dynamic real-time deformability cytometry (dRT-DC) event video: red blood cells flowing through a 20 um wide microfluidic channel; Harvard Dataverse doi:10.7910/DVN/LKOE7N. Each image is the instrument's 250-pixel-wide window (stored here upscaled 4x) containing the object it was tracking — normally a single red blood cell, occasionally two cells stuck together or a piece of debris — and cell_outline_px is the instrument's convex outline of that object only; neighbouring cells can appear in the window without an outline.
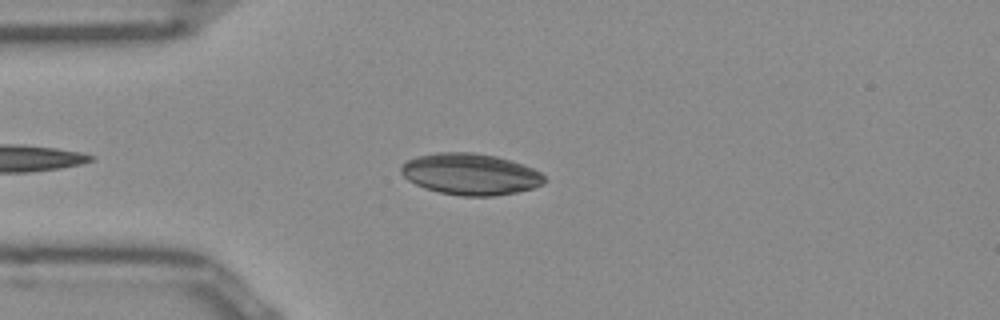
{"species": "Egyptian fruit bat (a non-hibernating species)", "species_latin": "Rousettus aegyptiacus", "temperature_condition": "room temperature", "stored_images_in_passage": 34, "camera_frame_rate_fps": 3000, "um_per_image_px": 0.085, "frame": {"image": 1, "passage_image": 6, "time_ms": 1.667, "image_size_px": [1000, 320], "cell_outline_px": [[548, 180], [544, 184], [532, 188], [516, 192], [492, 196], [460, 196], [440, 192], [424, 188], [408, 180], [400, 172], [400, 168], [408, 160], [416, 156], [436, 152], [472, 152], [496, 156], [532, 168], [540, 172]], "centroid_in_image_um": [39.98, 14.8], "position_along_channel_um": 45.0, "area_um2": 34.51}}
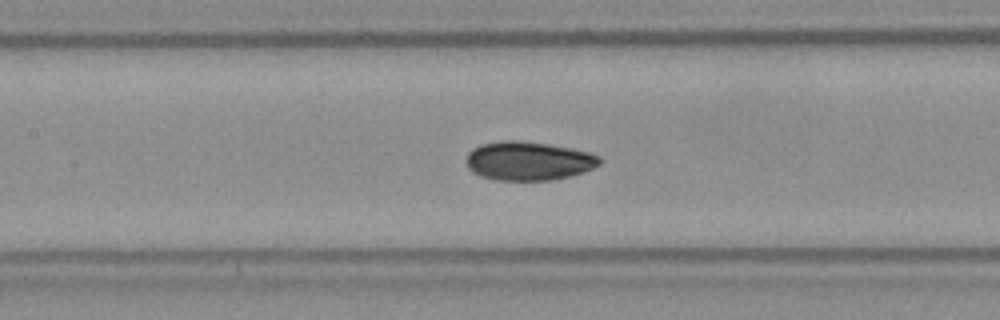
{"frame": {"image": 2, "passage_image": 16, "time_ms": 5.0, "image_size_px": [1000, 320], "cell_outline_px": [[604, 160], [600, 164], [592, 168], [572, 176], [552, 180], [492, 180], [480, 176], [472, 172], [468, 168], [468, 152], [472, 148], [480, 144], [504, 140], [520, 140], [548, 144], [572, 148], [588, 152], [600, 156]], "centroid_in_image_um": [44.93, 13.68], "position_along_channel_um": 162.5, "area_um2": 30.4}}
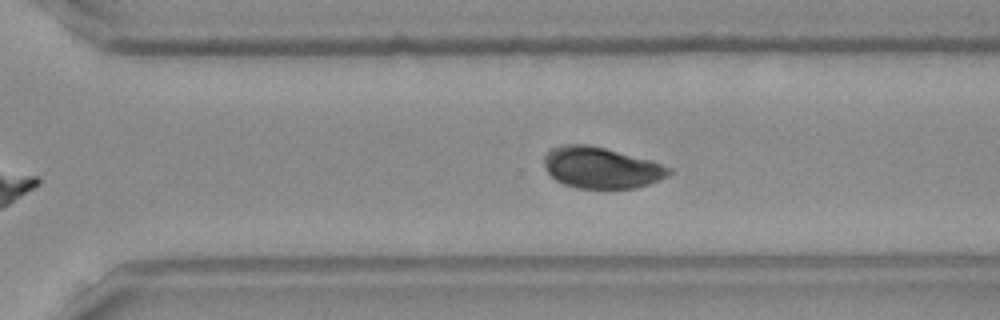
{"frame": {"image": 3, "passage_image": 28, "time_ms": 9.0, "image_size_px": [1000, 320], "cell_outline_px": [[672, 172], [648, 184], [632, 188], [576, 188], [564, 184], [556, 180], [544, 168], [544, 156], [552, 148], [560, 144], [588, 144], [652, 160], [672, 168]], "centroid_in_image_um": [51.07, 14.24], "position_along_channel_um": 319.5, "area_um2": 29.82}}